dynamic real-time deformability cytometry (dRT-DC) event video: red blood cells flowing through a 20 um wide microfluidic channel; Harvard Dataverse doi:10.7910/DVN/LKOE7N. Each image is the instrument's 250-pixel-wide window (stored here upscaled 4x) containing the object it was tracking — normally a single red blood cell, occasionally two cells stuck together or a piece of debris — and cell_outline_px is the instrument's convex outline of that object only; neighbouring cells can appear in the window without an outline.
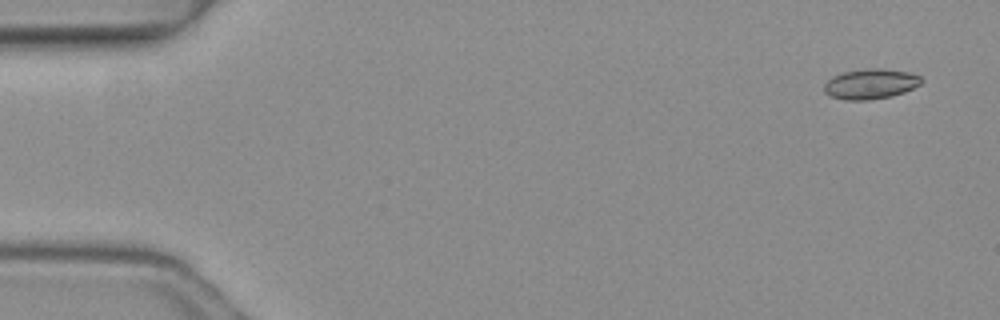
{"species": "common noctule bat (a hibernating species)", "species_latin": "Nyctalus noctula", "temperature_condition": "warm", "stored_images_in_passage": 6, "camera_frame_rate_fps": 3000, "um_per_image_px": 0.085, "animal": {"sex": "female", "body_mass_g": 19.3, "forearm_length_mm": 54.1}, "frame": {"image": 1, "passage_image": 1, "time_ms": 0.0, "image_size_px": [1000, 320], "cell_outline_px": [[924, 80], [920, 84], [904, 92], [892, 96], [868, 100], [848, 100], [832, 96], [824, 92], [824, 84], [832, 76], [844, 72], [868, 68], [884, 68], [908, 72], [920, 76]], "centroid_in_image_um": [74.01, 7.12], "position_along_channel_um": 11.0, "area_um2": 17.05}}